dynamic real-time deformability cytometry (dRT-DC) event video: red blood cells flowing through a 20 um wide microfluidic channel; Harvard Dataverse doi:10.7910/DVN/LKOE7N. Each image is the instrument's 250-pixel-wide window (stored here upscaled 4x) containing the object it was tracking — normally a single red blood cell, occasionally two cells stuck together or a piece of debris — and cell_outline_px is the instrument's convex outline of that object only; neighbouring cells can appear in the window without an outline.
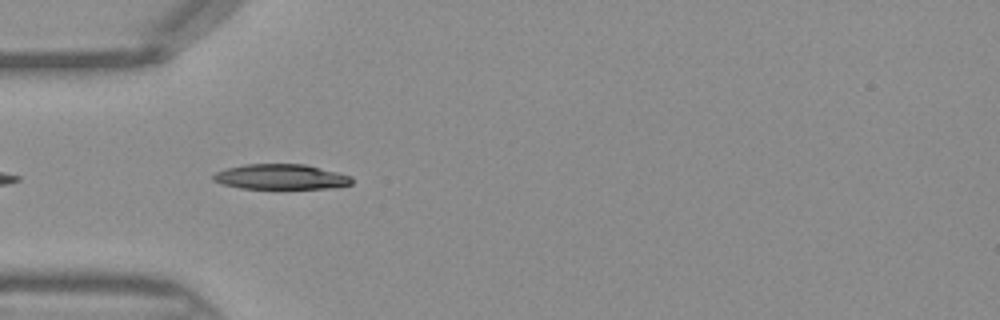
{"species": "Egyptian fruit bat (a non-hibernating species)", "species_latin": "Rousettus aegyptiacus", "temperature_condition": "warm", "stored_images_in_passage": 6, "camera_frame_rate_fps": 3000, "um_per_image_px": 0.085, "frame": {"image": 1, "passage_image": 2, "time_ms": 0.333, "image_size_px": [1000, 320], "cell_outline_px": [[352, 184], [332, 188], [240, 188], [220, 184], [212, 180], [212, 176], [216, 172], [228, 168], [244, 164], [304, 164], [352, 176]], "centroid_in_image_um": [23.85, 15.03], "position_along_channel_um": 61.2, "area_um2": 20.23}}